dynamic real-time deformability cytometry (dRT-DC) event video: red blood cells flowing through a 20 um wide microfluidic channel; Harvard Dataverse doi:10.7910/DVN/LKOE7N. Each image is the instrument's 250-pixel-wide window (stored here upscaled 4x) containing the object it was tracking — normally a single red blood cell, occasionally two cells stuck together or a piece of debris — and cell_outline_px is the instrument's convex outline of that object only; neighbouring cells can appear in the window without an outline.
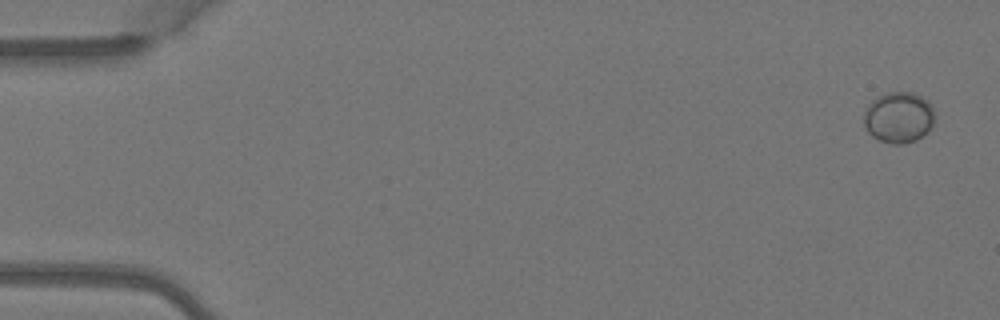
{"species": "Egyptian fruit bat (a non-hibernating species)", "species_latin": "Rousettus aegyptiacus", "temperature_condition": "warm", "stored_images_in_passage": 4, "camera_frame_rate_fps": 3000, "um_per_image_px": 0.085, "animal": {"sex": "female"}, "frame": {"image": 1, "passage_image": 1, "time_ms": 0.0, "image_size_px": [1000, 320], "cell_outline_px": [[936, 116], [932, 124], [916, 140], [904, 144], [892, 144], [880, 140], [872, 136], [868, 132], [864, 124], [864, 112], [868, 104], [876, 96], [888, 92], [912, 92], [928, 100], [936, 112]], "centroid_in_image_um": [76.38, 9.96], "position_along_channel_um": 8.6, "area_um2": 21.15}}
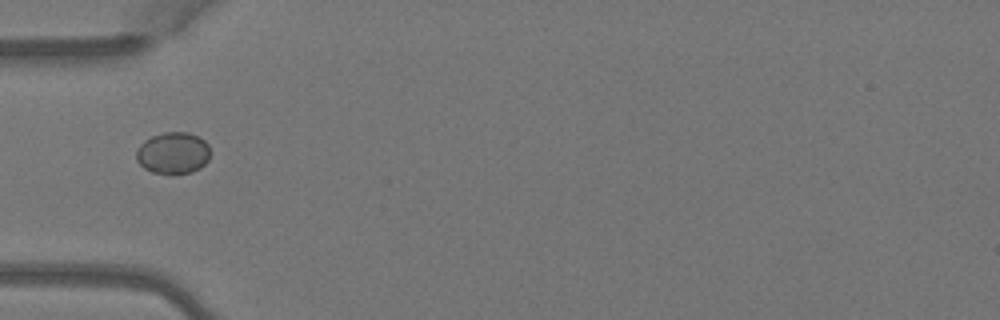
{"frame": {"image": 2, "passage_image": 4, "time_ms": 1.0, "image_size_px": [1000, 320], "cell_outline_px": [[208, 160], [200, 168], [192, 172], [172, 176], [152, 172], [144, 168], [136, 160], [136, 148], [144, 140], [152, 136], [164, 132], [188, 132], [204, 140], [208, 144]], "centroid_in_image_um": [14.67, 13.03], "position_along_channel_um": 70.3, "area_um2": 18.26}}